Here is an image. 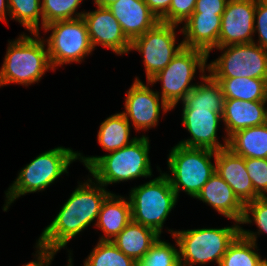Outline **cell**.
<instances>
[{
	"instance_id": "cell-32",
	"label": "cell",
	"mask_w": 267,
	"mask_h": 266,
	"mask_svg": "<svg viewBox=\"0 0 267 266\" xmlns=\"http://www.w3.org/2000/svg\"><path fill=\"white\" fill-rule=\"evenodd\" d=\"M245 166L255 193L267 197V158H245Z\"/></svg>"
},
{
	"instance_id": "cell-14",
	"label": "cell",
	"mask_w": 267,
	"mask_h": 266,
	"mask_svg": "<svg viewBox=\"0 0 267 266\" xmlns=\"http://www.w3.org/2000/svg\"><path fill=\"white\" fill-rule=\"evenodd\" d=\"M257 0H228L221 17L218 47L254 42Z\"/></svg>"
},
{
	"instance_id": "cell-7",
	"label": "cell",
	"mask_w": 267,
	"mask_h": 266,
	"mask_svg": "<svg viewBox=\"0 0 267 266\" xmlns=\"http://www.w3.org/2000/svg\"><path fill=\"white\" fill-rule=\"evenodd\" d=\"M216 151L205 148H192L182 145L172 147L168 156V169L171 187L179 196L180 190L195 198L208 179L216 172Z\"/></svg>"
},
{
	"instance_id": "cell-16",
	"label": "cell",
	"mask_w": 267,
	"mask_h": 266,
	"mask_svg": "<svg viewBox=\"0 0 267 266\" xmlns=\"http://www.w3.org/2000/svg\"><path fill=\"white\" fill-rule=\"evenodd\" d=\"M214 160L216 173L232 188L244 205L259 198L246 170L244 157L224 148L216 152Z\"/></svg>"
},
{
	"instance_id": "cell-34",
	"label": "cell",
	"mask_w": 267,
	"mask_h": 266,
	"mask_svg": "<svg viewBox=\"0 0 267 266\" xmlns=\"http://www.w3.org/2000/svg\"><path fill=\"white\" fill-rule=\"evenodd\" d=\"M254 23V33L259 37L256 44L267 49V0H257Z\"/></svg>"
},
{
	"instance_id": "cell-22",
	"label": "cell",
	"mask_w": 267,
	"mask_h": 266,
	"mask_svg": "<svg viewBox=\"0 0 267 266\" xmlns=\"http://www.w3.org/2000/svg\"><path fill=\"white\" fill-rule=\"evenodd\" d=\"M159 238L155 230L131 221L111 242L126 256L139 262Z\"/></svg>"
},
{
	"instance_id": "cell-13",
	"label": "cell",
	"mask_w": 267,
	"mask_h": 266,
	"mask_svg": "<svg viewBox=\"0 0 267 266\" xmlns=\"http://www.w3.org/2000/svg\"><path fill=\"white\" fill-rule=\"evenodd\" d=\"M148 86L136 77L125 95V112L121 113L128 121L131 119L136 131H147L151 127H156L161 108L164 114L172 110L164 101H159V92L151 90Z\"/></svg>"
},
{
	"instance_id": "cell-19",
	"label": "cell",
	"mask_w": 267,
	"mask_h": 266,
	"mask_svg": "<svg viewBox=\"0 0 267 266\" xmlns=\"http://www.w3.org/2000/svg\"><path fill=\"white\" fill-rule=\"evenodd\" d=\"M267 101H243L225 99L222 120L225 124L226 138L248 127L267 123Z\"/></svg>"
},
{
	"instance_id": "cell-30",
	"label": "cell",
	"mask_w": 267,
	"mask_h": 266,
	"mask_svg": "<svg viewBox=\"0 0 267 266\" xmlns=\"http://www.w3.org/2000/svg\"><path fill=\"white\" fill-rule=\"evenodd\" d=\"M83 0H42L43 28L49 23L82 17L84 11L76 12Z\"/></svg>"
},
{
	"instance_id": "cell-9",
	"label": "cell",
	"mask_w": 267,
	"mask_h": 266,
	"mask_svg": "<svg viewBox=\"0 0 267 266\" xmlns=\"http://www.w3.org/2000/svg\"><path fill=\"white\" fill-rule=\"evenodd\" d=\"M207 60L208 54L203 50L183 47L163 70L147 81V84L162 82L161 101L174 109L196 86L195 83H190L196 70L199 69L201 76H205Z\"/></svg>"
},
{
	"instance_id": "cell-25",
	"label": "cell",
	"mask_w": 267,
	"mask_h": 266,
	"mask_svg": "<svg viewBox=\"0 0 267 266\" xmlns=\"http://www.w3.org/2000/svg\"><path fill=\"white\" fill-rule=\"evenodd\" d=\"M130 127V122L121 112L111 115L100 125L98 143L109 153L119 150L137 138L130 139Z\"/></svg>"
},
{
	"instance_id": "cell-2",
	"label": "cell",
	"mask_w": 267,
	"mask_h": 266,
	"mask_svg": "<svg viewBox=\"0 0 267 266\" xmlns=\"http://www.w3.org/2000/svg\"><path fill=\"white\" fill-rule=\"evenodd\" d=\"M89 178L77 187L54 220L44 228L38 239L41 245L61 250L68 241L98 219L101 206L111 192Z\"/></svg>"
},
{
	"instance_id": "cell-5",
	"label": "cell",
	"mask_w": 267,
	"mask_h": 266,
	"mask_svg": "<svg viewBox=\"0 0 267 266\" xmlns=\"http://www.w3.org/2000/svg\"><path fill=\"white\" fill-rule=\"evenodd\" d=\"M77 159L78 152L62 146L39 154L18 172V177L5 192L3 211H7L11 203L25 194L45 190L62 174L68 173V166Z\"/></svg>"
},
{
	"instance_id": "cell-27",
	"label": "cell",
	"mask_w": 267,
	"mask_h": 266,
	"mask_svg": "<svg viewBox=\"0 0 267 266\" xmlns=\"http://www.w3.org/2000/svg\"><path fill=\"white\" fill-rule=\"evenodd\" d=\"M69 256L68 266H73ZM84 266H137V262L126 256L111 241H99L93 248Z\"/></svg>"
},
{
	"instance_id": "cell-6",
	"label": "cell",
	"mask_w": 267,
	"mask_h": 266,
	"mask_svg": "<svg viewBox=\"0 0 267 266\" xmlns=\"http://www.w3.org/2000/svg\"><path fill=\"white\" fill-rule=\"evenodd\" d=\"M240 223L222 228L169 230L179 248L180 266L205 265L215 261L218 266L229 245L240 234Z\"/></svg>"
},
{
	"instance_id": "cell-36",
	"label": "cell",
	"mask_w": 267,
	"mask_h": 266,
	"mask_svg": "<svg viewBox=\"0 0 267 266\" xmlns=\"http://www.w3.org/2000/svg\"><path fill=\"white\" fill-rule=\"evenodd\" d=\"M35 247L37 248L36 254L34 255L37 257L36 260L23 266H49L54 255L59 251L58 249L41 245L38 242Z\"/></svg>"
},
{
	"instance_id": "cell-11",
	"label": "cell",
	"mask_w": 267,
	"mask_h": 266,
	"mask_svg": "<svg viewBox=\"0 0 267 266\" xmlns=\"http://www.w3.org/2000/svg\"><path fill=\"white\" fill-rule=\"evenodd\" d=\"M215 49L223 54L207 64L212 78L267 79V49L256 42L234 44Z\"/></svg>"
},
{
	"instance_id": "cell-21",
	"label": "cell",
	"mask_w": 267,
	"mask_h": 266,
	"mask_svg": "<svg viewBox=\"0 0 267 266\" xmlns=\"http://www.w3.org/2000/svg\"><path fill=\"white\" fill-rule=\"evenodd\" d=\"M127 197L111 193L103 202L95 226L105 234L99 241H112L131 221V206Z\"/></svg>"
},
{
	"instance_id": "cell-20",
	"label": "cell",
	"mask_w": 267,
	"mask_h": 266,
	"mask_svg": "<svg viewBox=\"0 0 267 266\" xmlns=\"http://www.w3.org/2000/svg\"><path fill=\"white\" fill-rule=\"evenodd\" d=\"M222 15L192 14L180 30L184 35L183 44L187 48L203 50L209 54L218 47Z\"/></svg>"
},
{
	"instance_id": "cell-18",
	"label": "cell",
	"mask_w": 267,
	"mask_h": 266,
	"mask_svg": "<svg viewBox=\"0 0 267 266\" xmlns=\"http://www.w3.org/2000/svg\"><path fill=\"white\" fill-rule=\"evenodd\" d=\"M212 206L219 214L237 223L242 221L244 204L232 188L215 172L195 197Z\"/></svg>"
},
{
	"instance_id": "cell-4",
	"label": "cell",
	"mask_w": 267,
	"mask_h": 266,
	"mask_svg": "<svg viewBox=\"0 0 267 266\" xmlns=\"http://www.w3.org/2000/svg\"><path fill=\"white\" fill-rule=\"evenodd\" d=\"M34 37L21 34L14 41H9L7 52L0 70V86L10 83L29 86L39 82L45 72L53 70L45 40L39 33Z\"/></svg>"
},
{
	"instance_id": "cell-38",
	"label": "cell",
	"mask_w": 267,
	"mask_h": 266,
	"mask_svg": "<svg viewBox=\"0 0 267 266\" xmlns=\"http://www.w3.org/2000/svg\"><path fill=\"white\" fill-rule=\"evenodd\" d=\"M6 15H9V3H8V0H0V20L1 21H6V23H7Z\"/></svg>"
},
{
	"instance_id": "cell-17",
	"label": "cell",
	"mask_w": 267,
	"mask_h": 266,
	"mask_svg": "<svg viewBox=\"0 0 267 266\" xmlns=\"http://www.w3.org/2000/svg\"><path fill=\"white\" fill-rule=\"evenodd\" d=\"M107 8L120 23L124 35L130 42L160 22L144 0H118Z\"/></svg>"
},
{
	"instance_id": "cell-10",
	"label": "cell",
	"mask_w": 267,
	"mask_h": 266,
	"mask_svg": "<svg viewBox=\"0 0 267 266\" xmlns=\"http://www.w3.org/2000/svg\"><path fill=\"white\" fill-rule=\"evenodd\" d=\"M43 29L45 32L52 31L45 40L53 71L59 65L80 63L94 50L82 17L55 21Z\"/></svg>"
},
{
	"instance_id": "cell-1",
	"label": "cell",
	"mask_w": 267,
	"mask_h": 266,
	"mask_svg": "<svg viewBox=\"0 0 267 266\" xmlns=\"http://www.w3.org/2000/svg\"><path fill=\"white\" fill-rule=\"evenodd\" d=\"M200 79L204 82L197 83L182 101V124L191 137L178 144L217 152L228 147V138H224V145L217 140L225 96L219 83L210 75L200 76Z\"/></svg>"
},
{
	"instance_id": "cell-15",
	"label": "cell",
	"mask_w": 267,
	"mask_h": 266,
	"mask_svg": "<svg viewBox=\"0 0 267 266\" xmlns=\"http://www.w3.org/2000/svg\"><path fill=\"white\" fill-rule=\"evenodd\" d=\"M82 18L86 23L93 49L101 45L111 49L117 55L129 53L131 42L107 7L97 5V10L84 12Z\"/></svg>"
},
{
	"instance_id": "cell-29",
	"label": "cell",
	"mask_w": 267,
	"mask_h": 266,
	"mask_svg": "<svg viewBox=\"0 0 267 266\" xmlns=\"http://www.w3.org/2000/svg\"><path fill=\"white\" fill-rule=\"evenodd\" d=\"M252 221L259 228L257 234L256 232L245 230L242 227H240V234L244 238L256 243L257 235H260L262 232L267 234V197H259L245 204L244 215L240 224H251Z\"/></svg>"
},
{
	"instance_id": "cell-31",
	"label": "cell",
	"mask_w": 267,
	"mask_h": 266,
	"mask_svg": "<svg viewBox=\"0 0 267 266\" xmlns=\"http://www.w3.org/2000/svg\"><path fill=\"white\" fill-rule=\"evenodd\" d=\"M137 266H180L179 250L159 238Z\"/></svg>"
},
{
	"instance_id": "cell-39",
	"label": "cell",
	"mask_w": 267,
	"mask_h": 266,
	"mask_svg": "<svg viewBox=\"0 0 267 266\" xmlns=\"http://www.w3.org/2000/svg\"><path fill=\"white\" fill-rule=\"evenodd\" d=\"M116 1L118 0H94V3L102 7H108L109 5H111L112 3Z\"/></svg>"
},
{
	"instance_id": "cell-26",
	"label": "cell",
	"mask_w": 267,
	"mask_h": 266,
	"mask_svg": "<svg viewBox=\"0 0 267 266\" xmlns=\"http://www.w3.org/2000/svg\"><path fill=\"white\" fill-rule=\"evenodd\" d=\"M257 248V243L239 234L229 245L219 266H266L267 259H262Z\"/></svg>"
},
{
	"instance_id": "cell-33",
	"label": "cell",
	"mask_w": 267,
	"mask_h": 266,
	"mask_svg": "<svg viewBox=\"0 0 267 266\" xmlns=\"http://www.w3.org/2000/svg\"><path fill=\"white\" fill-rule=\"evenodd\" d=\"M197 0H172L169 11L160 19L167 24H181L192 15Z\"/></svg>"
},
{
	"instance_id": "cell-28",
	"label": "cell",
	"mask_w": 267,
	"mask_h": 266,
	"mask_svg": "<svg viewBox=\"0 0 267 266\" xmlns=\"http://www.w3.org/2000/svg\"><path fill=\"white\" fill-rule=\"evenodd\" d=\"M42 0H8L9 17L18 21L31 34L39 33V19L43 28Z\"/></svg>"
},
{
	"instance_id": "cell-23",
	"label": "cell",
	"mask_w": 267,
	"mask_h": 266,
	"mask_svg": "<svg viewBox=\"0 0 267 266\" xmlns=\"http://www.w3.org/2000/svg\"><path fill=\"white\" fill-rule=\"evenodd\" d=\"M227 148L244 158H267V123L235 132Z\"/></svg>"
},
{
	"instance_id": "cell-37",
	"label": "cell",
	"mask_w": 267,
	"mask_h": 266,
	"mask_svg": "<svg viewBox=\"0 0 267 266\" xmlns=\"http://www.w3.org/2000/svg\"><path fill=\"white\" fill-rule=\"evenodd\" d=\"M148 8L160 20L168 11L172 0H144Z\"/></svg>"
},
{
	"instance_id": "cell-24",
	"label": "cell",
	"mask_w": 267,
	"mask_h": 266,
	"mask_svg": "<svg viewBox=\"0 0 267 266\" xmlns=\"http://www.w3.org/2000/svg\"><path fill=\"white\" fill-rule=\"evenodd\" d=\"M221 86L225 99L243 101H266L267 79L213 78Z\"/></svg>"
},
{
	"instance_id": "cell-3",
	"label": "cell",
	"mask_w": 267,
	"mask_h": 266,
	"mask_svg": "<svg viewBox=\"0 0 267 266\" xmlns=\"http://www.w3.org/2000/svg\"><path fill=\"white\" fill-rule=\"evenodd\" d=\"M149 141L147 136L142 135L129 145L110 154L83 157L79 153V160L89 170L95 181L104 187L138 177H152Z\"/></svg>"
},
{
	"instance_id": "cell-12",
	"label": "cell",
	"mask_w": 267,
	"mask_h": 266,
	"mask_svg": "<svg viewBox=\"0 0 267 266\" xmlns=\"http://www.w3.org/2000/svg\"><path fill=\"white\" fill-rule=\"evenodd\" d=\"M177 27L159 22L131 42L130 51H139L143 56L147 81L163 70L184 47L183 41L175 45Z\"/></svg>"
},
{
	"instance_id": "cell-35",
	"label": "cell",
	"mask_w": 267,
	"mask_h": 266,
	"mask_svg": "<svg viewBox=\"0 0 267 266\" xmlns=\"http://www.w3.org/2000/svg\"><path fill=\"white\" fill-rule=\"evenodd\" d=\"M228 0H197L192 14L222 15Z\"/></svg>"
},
{
	"instance_id": "cell-8",
	"label": "cell",
	"mask_w": 267,
	"mask_h": 266,
	"mask_svg": "<svg viewBox=\"0 0 267 266\" xmlns=\"http://www.w3.org/2000/svg\"><path fill=\"white\" fill-rule=\"evenodd\" d=\"M176 192L164 173L130 190L132 221L155 230L161 235L169 213L177 203Z\"/></svg>"
}]
</instances>
